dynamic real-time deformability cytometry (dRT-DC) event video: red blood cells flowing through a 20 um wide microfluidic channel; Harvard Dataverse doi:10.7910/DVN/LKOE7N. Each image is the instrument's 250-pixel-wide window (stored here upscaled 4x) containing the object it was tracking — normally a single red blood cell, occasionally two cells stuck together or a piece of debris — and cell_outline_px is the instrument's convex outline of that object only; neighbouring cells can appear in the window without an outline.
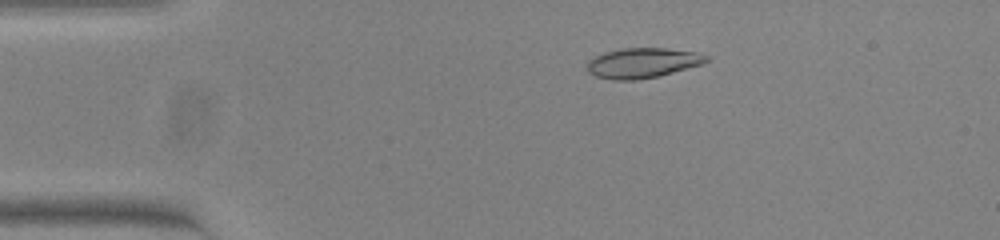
{"species": "common noctule bat (a hibernating species)", "species_latin": "Nyctalus noctula", "temperature_condition": "warm", "stored_images_in_passage": 47, "camera_frame_rate_fps": 3000, "um_per_image_px": 0.085, "animal": {"sex": "female", "body_mass_g": 23.0, "forearm_length_mm": 53.4}, "frame": {"image": 1, "passage_image": 4, "time_ms": 1.0, "image_size_px": [1000, 240], "cell_outline_px": [[708, 60], [704, 64], [656, 76], [636, 80], [612, 80], [596, 76], [588, 72], [588, 60], [604, 52], [620, 48], [664, 48], [696, 52], [708, 56]], "centroid_in_image_um": [54.61, 5.34], "position_along_channel_um": 30.4, "area_um2": 20.75}}
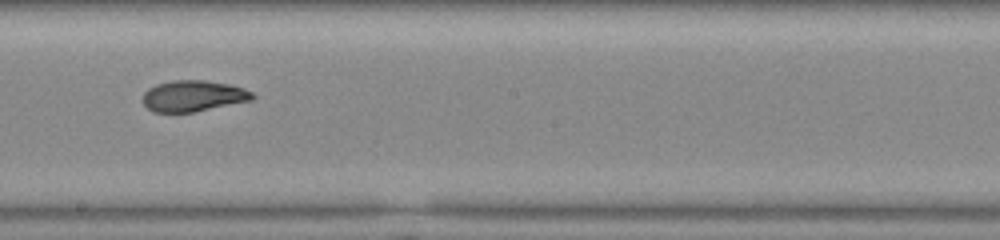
{"frame": {"image": 2, "passage_image": 24, "time_ms": 7.667, "image_size_px": [1000, 240], "cell_outline_px": [[256, 96], [252, 100], [192, 112], [152, 112], [144, 104], [144, 92], [148, 88], [156, 84], [172, 80], [204, 80], [228, 84], [244, 88], [252, 92]], "centroid_in_image_um": [16.43, 8.15], "position_along_channel_um": 231.8, "area_um2": 19.77}}
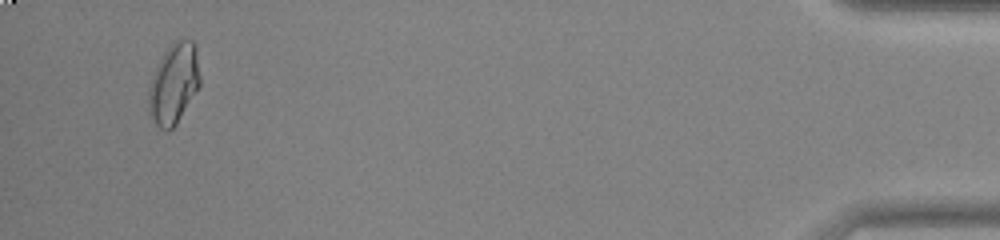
{"frame": {"image": 3, "passage_image": 45, "time_ms": 14.667, "image_size_px": [1000, 240], "cell_outline_px": [[200, 84], [176, 124], [168, 132], [164, 132], [156, 124], [152, 116], [148, 104], [148, 88], [152, 76], [164, 52], [172, 40], [192, 40], [196, 44], [200, 76]], "centroid_in_image_um": [14.78, 7.08], "position_along_channel_um": 420.4, "area_um2": 23.99}, "authors_computed_cell_mechanics": {"area_um2": 20.6924, "velocity_mm_per_s": 3.839, "shape_relaxation_time_tau1_ms": null, "shape_relaxation_time_tau2_ms": 1.6169, "deformation_change_tau1": null, "deformation_change_tau2": 0.0674}}